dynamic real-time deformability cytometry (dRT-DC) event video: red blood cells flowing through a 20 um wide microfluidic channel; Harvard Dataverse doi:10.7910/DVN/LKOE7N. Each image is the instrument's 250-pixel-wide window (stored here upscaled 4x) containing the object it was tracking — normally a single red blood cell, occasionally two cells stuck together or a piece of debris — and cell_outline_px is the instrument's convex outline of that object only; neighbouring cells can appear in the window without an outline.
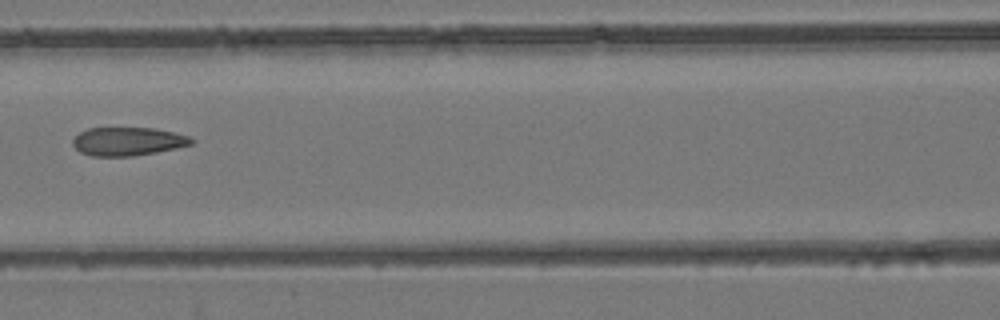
{"species": "common noctule bat (a hibernating species)", "species_latin": "Nyctalus noctula", "temperature_condition": "room temperature", "stored_images_in_passage": 7, "camera_frame_rate_fps": 3000, "um_per_image_px": 0.085, "animal": {"sex": "female", "body_mass_g": 24.6, "forearm_length_mm": 56.2}, "frame": {"image": 1, "passage_image": 6, "time_ms": 8.0, "image_size_px": [1000, 320], "cell_outline_px": [[196, 140], [192, 144], [176, 148], [156, 152], [132, 156], [92, 156], [80, 152], [72, 144], [72, 140], [80, 132], [88, 128], [156, 128], [188, 136]], "centroid_in_image_um": [10.86, 12.02], "position_along_channel_um": 155.7, "area_um2": 19.59}}
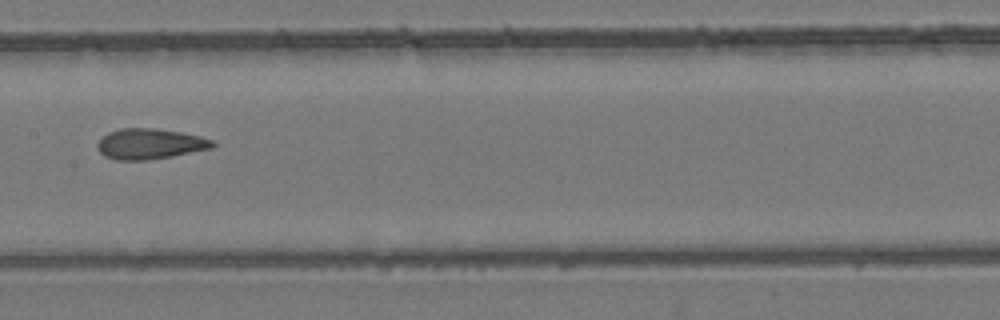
{"frame": {"image": 2, "passage_image": 7, "time_ms": 9.0, "image_size_px": [1000, 320], "cell_outline_px": [[216, 144], [212, 148], [172, 156], [148, 160], [116, 160], [104, 156], [96, 148], [96, 144], [108, 132], [120, 128], [156, 128], [180, 132], [200, 136], [212, 140]], "centroid_in_image_um": [12.72, 12.23], "position_along_channel_um": 194.7, "area_um2": 20.52}}